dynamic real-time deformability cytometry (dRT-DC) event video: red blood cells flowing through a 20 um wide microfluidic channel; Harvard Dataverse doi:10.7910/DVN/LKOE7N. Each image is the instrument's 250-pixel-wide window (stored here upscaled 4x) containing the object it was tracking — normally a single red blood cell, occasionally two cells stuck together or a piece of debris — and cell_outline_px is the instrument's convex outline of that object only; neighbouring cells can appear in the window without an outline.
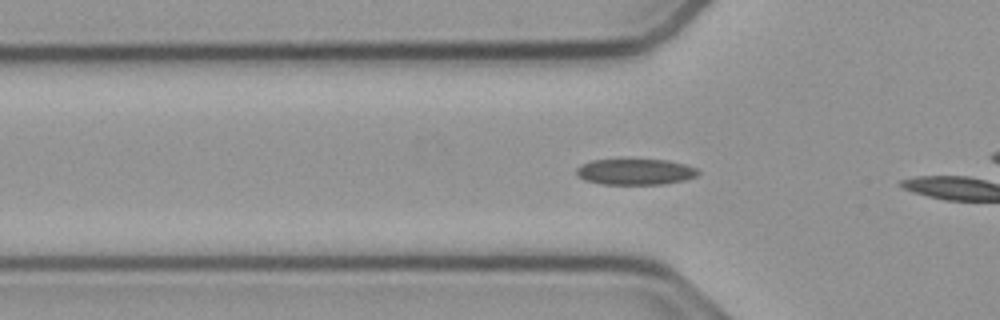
{"species": "common noctule bat (a hibernating species)", "species_latin": "Nyctalus noctula", "temperature_condition": "cold", "stored_images_in_passage": 7, "camera_frame_rate_fps": 3000, "um_per_image_px": 0.085, "animal": {"sex": "male", "body_mass_g": 23.1, "forearm_length_mm": 52.7}, "frame": {"image": 1, "passage_image": 5, "time_ms": 1.333, "image_size_px": [1000, 320], "cell_outline_px": [[700, 172], [696, 176], [684, 180], [664, 184], [600, 184], [584, 180], [576, 176], [576, 168], [580, 164], [592, 160], [668, 160], [684, 164], [696, 168]], "centroid_in_image_um": [53.96, 14.61], "position_along_channel_um": 71.8, "area_um2": 18.44}}